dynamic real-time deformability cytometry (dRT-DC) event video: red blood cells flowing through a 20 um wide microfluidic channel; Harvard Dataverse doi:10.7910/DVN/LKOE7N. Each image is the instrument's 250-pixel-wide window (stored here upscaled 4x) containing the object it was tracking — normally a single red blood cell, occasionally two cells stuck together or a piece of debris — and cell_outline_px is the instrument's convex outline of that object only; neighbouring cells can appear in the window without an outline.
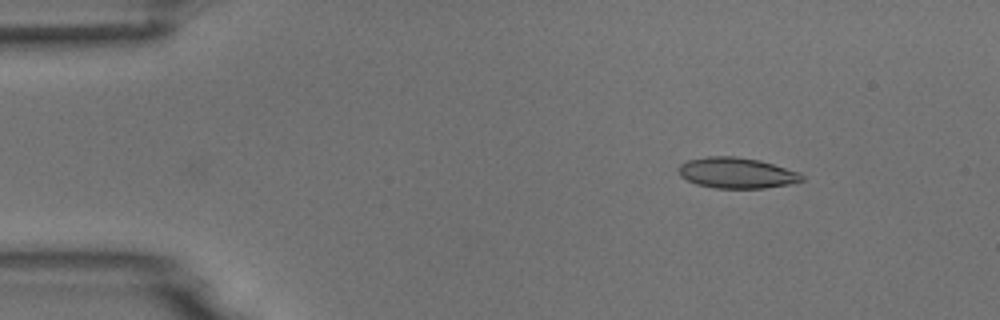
{"species": "common noctule bat (a hibernating species)", "species_latin": "Nyctalus noctula", "temperature_condition": "room temperature", "stored_images_in_passage": 2, "camera_frame_rate_fps": 3000, "um_per_image_px": 0.085, "animal": {"sex": "male", "body_mass_g": 18.8}, "frame": {"image": 1, "passage_image": 2, "time_ms": 1.0, "image_size_px": [1000, 320], "cell_outline_px": [[804, 180], [788, 184], [764, 188], [716, 188], [696, 184], [680, 176], [676, 168], [680, 164], [688, 160], [708, 156], [736, 156], [760, 160], [800, 172], [804, 176]], "centroid_in_image_um": [62.6, 14.69], "position_along_channel_um": 22.4, "area_um2": 22.2}}